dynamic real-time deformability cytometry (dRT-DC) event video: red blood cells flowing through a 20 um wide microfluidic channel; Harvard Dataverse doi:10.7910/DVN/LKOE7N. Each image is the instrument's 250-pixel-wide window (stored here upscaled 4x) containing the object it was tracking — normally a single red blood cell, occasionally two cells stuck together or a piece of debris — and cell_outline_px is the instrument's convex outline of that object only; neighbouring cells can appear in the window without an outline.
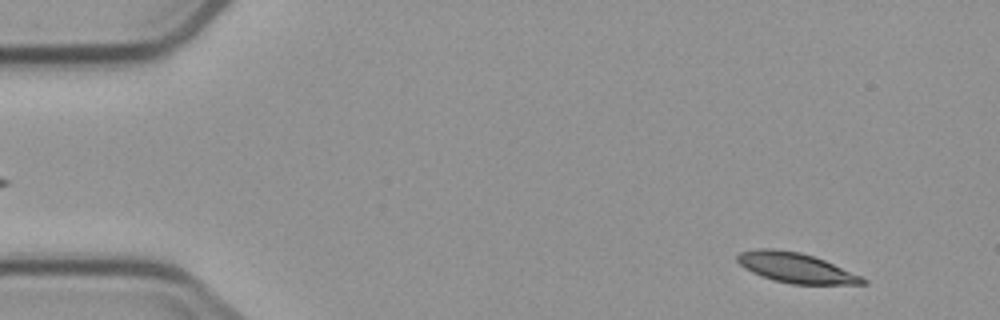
{"species": "common noctule bat (a hibernating species)", "species_latin": "Nyctalus noctula", "temperature_condition": "cold", "stored_images_in_passage": 5, "camera_frame_rate_fps": 3000, "um_per_image_px": 0.085, "animal": {"sex": "male", "body_mass_g": 23.1, "forearm_length_mm": 52.7}, "frame": {"image": 1, "passage_image": 1, "time_ms": 0.0, "image_size_px": [1000, 320], "cell_outline_px": [[868, 284], [792, 284], [772, 280], [752, 272], [744, 268], [736, 260], [736, 256], [740, 252], [756, 248], [772, 248], [800, 252], [824, 260], [860, 276], [868, 280]], "centroid_in_image_um": [67.6, 22.76], "position_along_channel_um": 17.4, "area_um2": 21.79}}
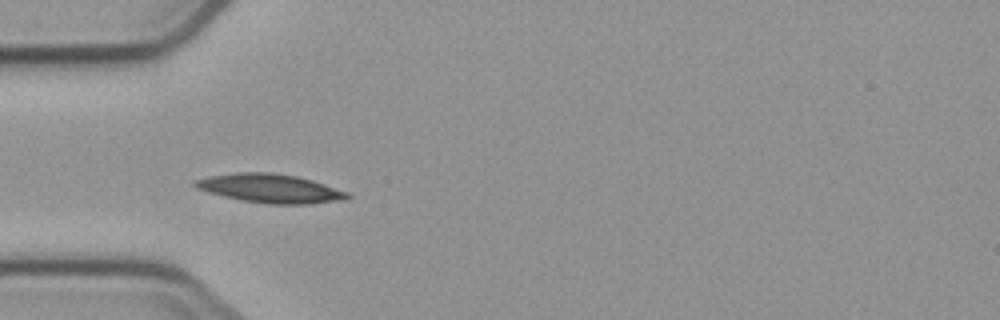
{"frame": {"image": 2, "passage_image": 4, "time_ms": 4.0, "image_size_px": [1000, 320], "cell_outline_px": [[352, 196], [344, 200], [308, 204], [268, 204], [240, 200], [208, 192], [196, 188], [192, 184], [192, 180], [208, 176], [236, 172], [272, 172], [296, 176], [312, 180], [348, 192]], "centroid_in_image_um": [22.94, 16.01], "position_along_channel_um": 62.1, "area_um2": 25.72}}
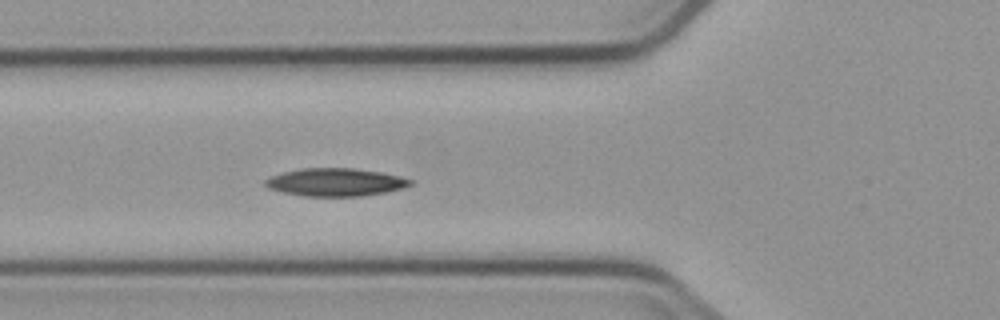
{"frame": {"image": 3, "passage_image": 5, "time_ms": 5.0, "image_size_px": [1000, 320], "cell_outline_px": [[416, 184], [404, 188], [364, 196], [304, 196], [284, 192], [268, 188], [264, 184], [264, 180], [272, 176], [284, 172], [300, 168], [352, 168], [380, 172], [400, 176], [412, 180]], "centroid_in_image_um": [28.55, 15.49], "position_along_channel_um": 97.2, "area_um2": 23.58}}